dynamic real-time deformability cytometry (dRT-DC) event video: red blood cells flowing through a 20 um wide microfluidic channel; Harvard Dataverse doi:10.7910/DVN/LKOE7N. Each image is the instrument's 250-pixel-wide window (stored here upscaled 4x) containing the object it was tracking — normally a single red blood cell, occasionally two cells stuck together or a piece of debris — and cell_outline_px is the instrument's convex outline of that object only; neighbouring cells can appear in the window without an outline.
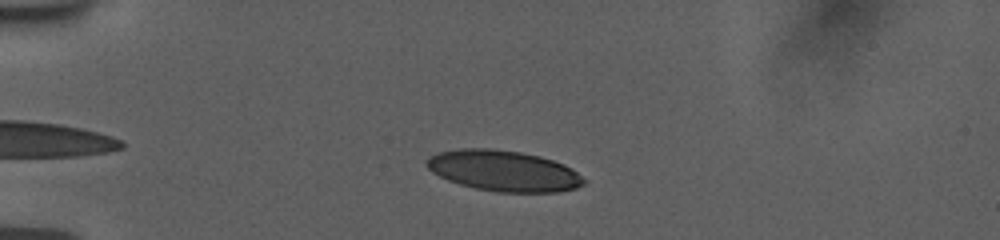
{"species": "human", "species_latin": "Homo sapiens", "temperature_condition": "room temperature", "stored_images_in_passage": 5, "camera_frame_rate_fps": 3000, "um_per_image_px": 0.085, "donor": {"sex": "female"}, "frame": {"image": 1, "passage_image": 3, "time_ms": 2.0, "image_size_px": [1000, 240], "cell_outline_px": [[588, 180], [584, 184], [576, 188], [556, 192], [496, 192], [476, 188], [460, 184], [448, 180], [432, 172], [424, 164], [424, 160], [440, 152], [472, 148], [476, 148], [516, 152], [536, 156], [552, 160], [564, 164], [572, 168]], "centroid_in_image_um": [42.84, 14.55], "position_along_channel_um": 42.2, "area_um2": 36.88}}
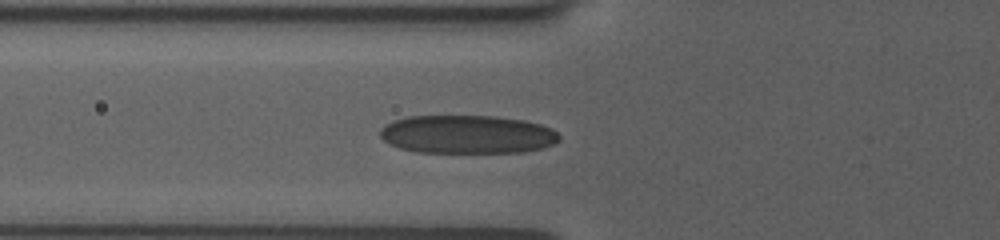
{"frame": {"image": 2, "passage_image": 5, "time_ms": 4.333, "image_size_px": [1000, 240], "cell_outline_px": [[560, 140], [556, 144], [544, 148], [524, 152], [416, 152], [400, 148], [388, 144], [380, 136], [380, 128], [396, 120], [408, 116], [488, 116], [524, 120], [540, 124], [556, 132], [560, 136]], "centroid_in_image_um": [39.73, 11.43], "position_along_channel_um": 86.1, "area_um2": 40.06}}